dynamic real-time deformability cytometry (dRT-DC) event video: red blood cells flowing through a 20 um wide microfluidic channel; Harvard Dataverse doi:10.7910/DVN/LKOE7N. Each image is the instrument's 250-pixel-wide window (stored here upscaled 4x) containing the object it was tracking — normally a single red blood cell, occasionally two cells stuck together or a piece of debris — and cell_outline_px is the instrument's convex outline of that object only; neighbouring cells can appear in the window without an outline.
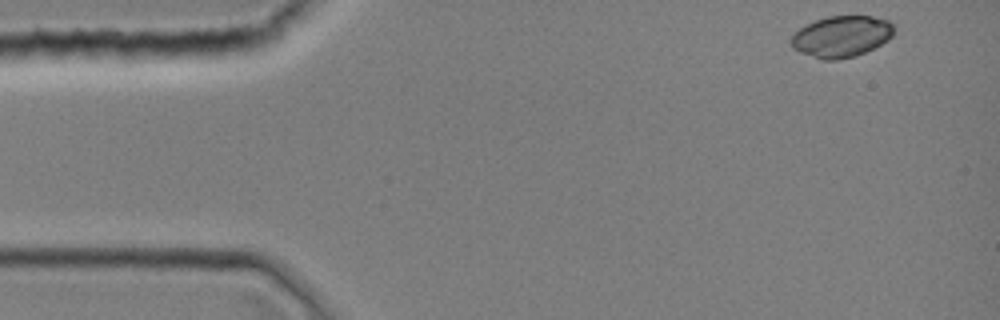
{"species": "common noctule bat (a hibernating species)", "species_latin": "Nyctalus noctula", "temperature_condition": "room temperature", "stored_images_in_passage": 35, "camera_frame_rate_fps": 3000, "um_per_image_px": 0.085, "animal": {"sex": "female", "body_mass_g": 19.0, "forearm_length_mm": 51.5}, "frame": {"image": 1, "passage_image": 1, "time_ms": 0.0, "image_size_px": [1000, 320], "cell_outline_px": [[892, 36], [888, 40], [856, 56], [836, 60], [824, 60], [800, 52], [792, 48], [788, 40], [804, 24], [828, 16], [872, 16], [888, 20], [892, 24]], "centroid_in_image_um": [71.48, 3.1], "position_along_channel_um": 13.5, "area_um2": 24.68}}
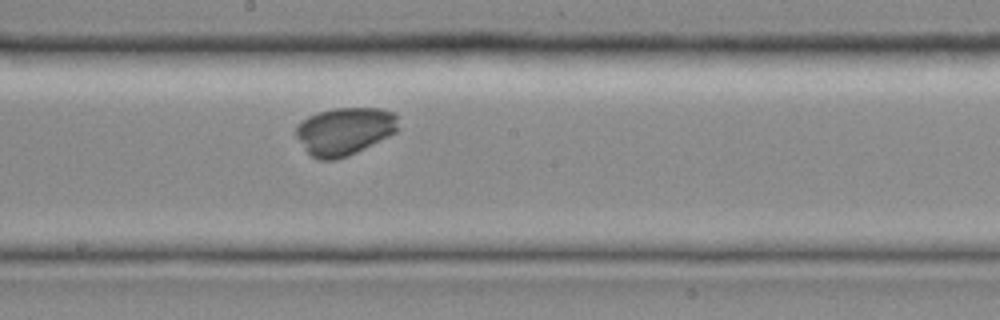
{"frame": {"image": 2, "passage_image": 20, "time_ms": 6.333, "image_size_px": [1000, 320], "cell_outline_px": [[400, 128], [396, 132], [348, 156], [336, 160], [320, 160], [312, 156], [304, 148], [296, 136], [296, 128], [300, 120], [308, 116], [320, 112], [336, 108], [380, 108], [396, 112]], "centroid_in_image_um": [29.31, 11.14], "position_along_channel_um": 218.9, "area_um2": 28.5}}
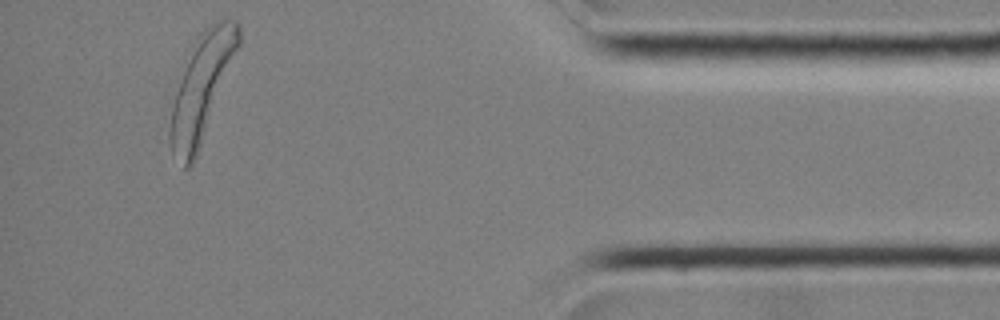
{"frame": {"image": 3, "passage_image": 35, "time_ms": 11.333, "image_size_px": [1000, 320], "cell_outline_px": [[240, 44], [196, 156], [192, 164], [188, 168], [184, 168], [172, 152], [168, 144], [168, 132], [172, 108], [176, 92], [200, 32], [204, 28], [220, 20], [236, 20], [240, 24]], "centroid_in_image_um": [17.15, 7.49], "position_along_channel_um": 418.0, "area_um2": 40.52}}